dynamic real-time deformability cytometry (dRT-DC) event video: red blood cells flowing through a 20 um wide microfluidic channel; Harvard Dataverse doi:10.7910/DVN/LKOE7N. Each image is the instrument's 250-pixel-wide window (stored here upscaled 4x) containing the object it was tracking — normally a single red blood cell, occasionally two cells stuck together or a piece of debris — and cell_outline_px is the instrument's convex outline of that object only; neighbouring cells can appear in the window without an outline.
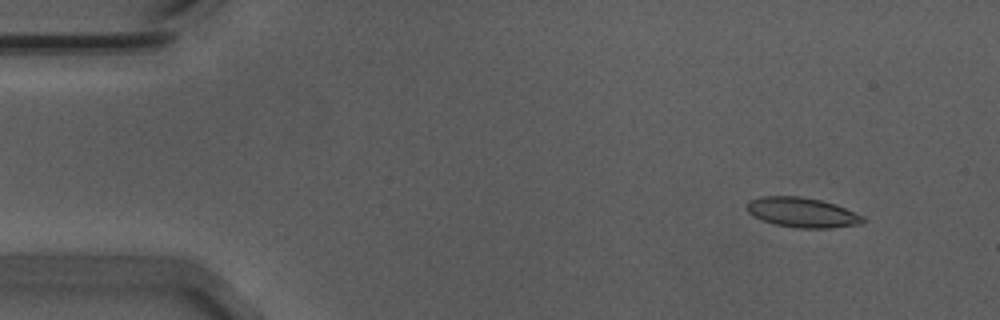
{"species": "Egyptian fruit bat (a non-hibernating species)", "species_latin": "Rousettus aegyptiacus", "temperature_condition": "warm", "stored_images_in_passage": 46, "camera_frame_rate_fps": 3000, "um_per_image_px": 0.085, "animal": {"sex": "male"}, "frame": {"image": 1, "passage_image": 2, "time_ms": 0.333, "image_size_px": [1000, 320], "cell_outline_px": [[864, 220], [860, 224], [832, 228], [796, 228], [776, 224], [752, 216], [744, 208], [744, 204], [748, 200], [760, 196], [800, 196], [820, 200], [836, 204], [864, 216]], "centroid_in_image_um": [68.13, 18.05], "position_along_channel_um": 16.9, "area_um2": 20.4}}
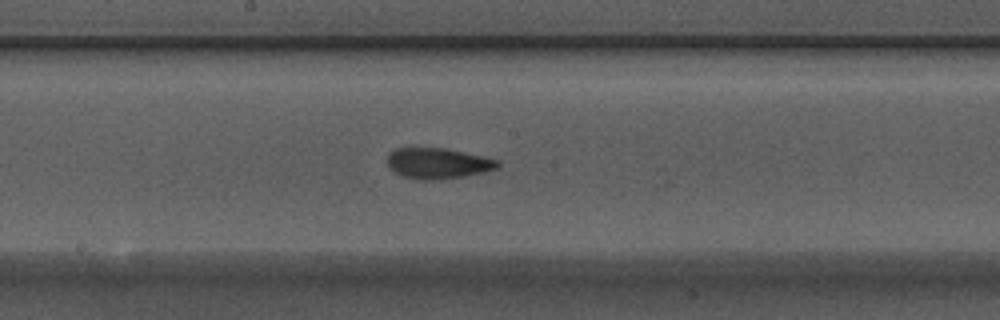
{"frame": {"image": 2, "passage_image": 26, "time_ms": 8.333, "image_size_px": [1000, 320], "cell_outline_px": [[500, 164], [496, 168], [484, 172], [464, 176], [440, 180], [420, 180], [404, 176], [388, 168], [388, 152], [396, 148], [444, 148], [484, 156], [500, 160]], "centroid_in_image_um": [37.22, 13.88], "position_along_channel_um": 211.0, "area_um2": 19.83}}
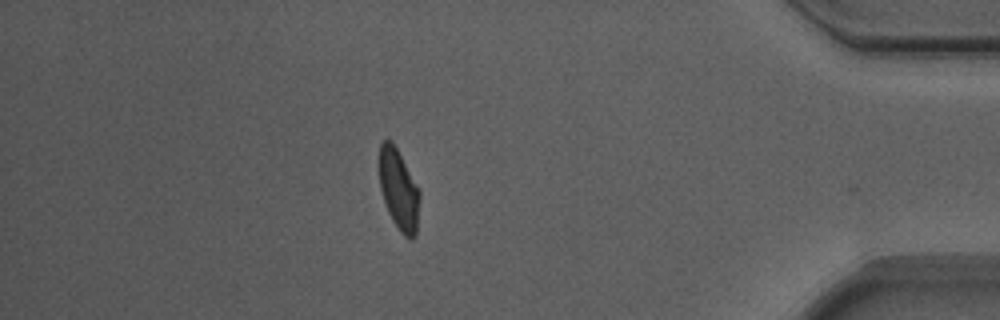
{"frame": {"image": 3, "passage_image": 45, "time_ms": 14.667, "image_size_px": [1000, 320], "cell_outline_px": [[420, 196], [416, 236], [412, 240], [408, 240], [400, 232], [392, 220], [388, 212], [380, 188], [380, 144], [384, 140], [392, 140], [420, 188]], "centroid_in_image_um": [33.93, 16.15], "position_along_channel_um": 401.3, "area_um2": 19.19}, "authors_computed_cell_mechanics": {"area_um2": 19.7676, "velocity_mm_per_s": 3.7041, "shape_relaxation_time_tau1_ms": 4.7645, "shape_relaxation_time_tau2_ms": 1.5105, "deformation_change_tau1": 0.1792, "deformation_change_tau2": 0.0958}}